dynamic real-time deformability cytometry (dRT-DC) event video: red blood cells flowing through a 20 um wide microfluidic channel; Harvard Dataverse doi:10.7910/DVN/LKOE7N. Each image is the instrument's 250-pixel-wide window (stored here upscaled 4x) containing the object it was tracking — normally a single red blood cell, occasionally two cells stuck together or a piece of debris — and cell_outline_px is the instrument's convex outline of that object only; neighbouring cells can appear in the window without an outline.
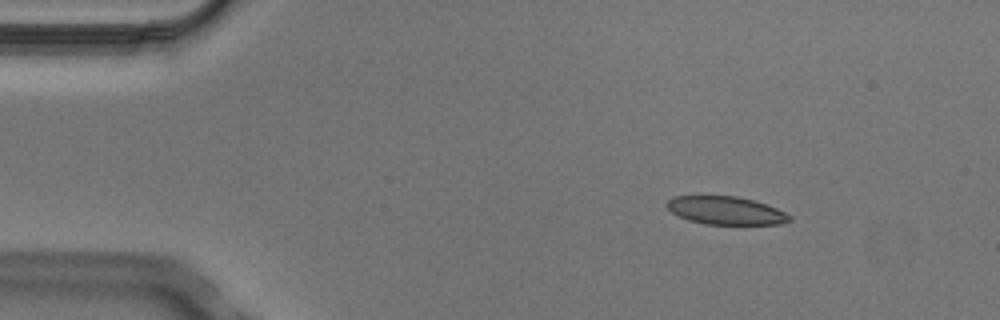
{"species": "Egyptian fruit bat (a non-hibernating species)", "species_latin": "Rousettus aegyptiacus", "temperature_condition": "cold", "stored_images_in_passage": 3, "camera_frame_rate_fps": 3000, "um_per_image_px": 0.085, "animal": {"sex": "male"}, "frame": {"image": 1, "passage_image": 2, "time_ms": 0.333, "image_size_px": [1000, 320], "cell_outline_px": [[792, 220], [780, 224], [704, 224], [688, 220], [672, 212], [664, 204], [672, 196], [736, 196], [752, 200], [776, 208], [792, 216]], "centroid_in_image_um": [61.67, 17.89], "position_along_channel_um": 23.3, "area_um2": 19.94}}